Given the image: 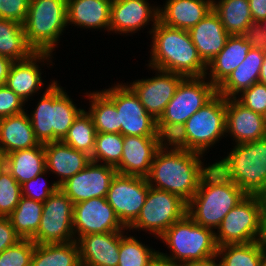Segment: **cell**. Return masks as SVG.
Here are the masks:
<instances>
[{
	"label": "cell",
	"instance_id": "1",
	"mask_svg": "<svg viewBox=\"0 0 266 266\" xmlns=\"http://www.w3.org/2000/svg\"><path fill=\"white\" fill-rule=\"evenodd\" d=\"M149 68L173 72L184 77L207 76V65L198 55L189 31L172 28L159 20L152 25Z\"/></svg>",
	"mask_w": 266,
	"mask_h": 266
},
{
	"label": "cell",
	"instance_id": "2",
	"mask_svg": "<svg viewBox=\"0 0 266 266\" xmlns=\"http://www.w3.org/2000/svg\"><path fill=\"white\" fill-rule=\"evenodd\" d=\"M201 157L202 154L193 151L159 149L146 176L149 186L178 195L188 203L198 190L202 176L213 165L202 166Z\"/></svg>",
	"mask_w": 266,
	"mask_h": 266
},
{
	"label": "cell",
	"instance_id": "3",
	"mask_svg": "<svg viewBox=\"0 0 266 266\" xmlns=\"http://www.w3.org/2000/svg\"><path fill=\"white\" fill-rule=\"evenodd\" d=\"M246 194L215 166L202 176L198 190L187 203V214L193 221L209 229H217L227 213Z\"/></svg>",
	"mask_w": 266,
	"mask_h": 266
},
{
	"label": "cell",
	"instance_id": "4",
	"mask_svg": "<svg viewBox=\"0 0 266 266\" xmlns=\"http://www.w3.org/2000/svg\"><path fill=\"white\" fill-rule=\"evenodd\" d=\"M82 110L77 108L63 88L53 81L43 93L33 113L29 115L36 139L42 144L62 141Z\"/></svg>",
	"mask_w": 266,
	"mask_h": 266
},
{
	"label": "cell",
	"instance_id": "5",
	"mask_svg": "<svg viewBox=\"0 0 266 266\" xmlns=\"http://www.w3.org/2000/svg\"><path fill=\"white\" fill-rule=\"evenodd\" d=\"M213 166L246 195H261L266 190V138L236 144Z\"/></svg>",
	"mask_w": 266,
	"mask_h": 266
},
{
	"label": "cell",
	"instance_id": "6",
	"mask_svg": "<svg viewBox=\"0 0 266 266\" xmlns=\"http://www.w3.org/2000/svg\"><path fill=\"white\" fill-rule=\"evenodd\" d=\"M160 238L172 251L170 256L159 252V258L166 262L178 264L217 257L215 231L195 223L187 213Z\"/></svg>",
	"mask_w": 266,
	"mask_h": 266
},
{
	"label": "cell",
	"instance_id": "7",
	"mask_svg": "<svg viewBox=\"0 0 266 266\" xmlns=\"http://www.w3.org/2000/svg\"><path fill=\"white\" fill-rule=\"evenodd\" d=\"M67 24V0H30L23 24L27 43L35 52L52 54Z\"/></svg>",
	"mask_w": 266,
	"mask_h": 266
},
{
	"label": "cell",
	"instance_id": "8",
	"mask_svg": "<svg viewBox=\"0 0 266 266\" xmlns=\"http://www.w3.org/2000/svg\"><path fill=\"white\" fill-rule=\"evenodd\" d=\"M217 230V246L262 240L263 204L260 195H246L227 213Z\"/></svg>",
	"mask_w": 266,
	"mask_h": 266
},
{
	"label": "cell",
	"instance_id": "9",
	"mask_svg": "<svg viewBox=\"0 0 266 266\" xmlns=\"http://www.w3.org/2000/svg\"><path fill=\"white\" fill-rule=\"evenodd\" d=\"M185 127L188 151L203 155L226 134V98L217 93L185 122Z\"/></svg>",
	"mask_w": 266,
	"mask_h": 266
},
{
	"label": "cell",
	"instance_id": "10",
	"mask_svg": "<svg viewBox=\"0 0 266 266\" xmlns=\"http://www.w3.org/2000/svg\"><path fill=\"white\" fill-rule=\"evenodd\" d=\"M187 213V203L178 195L149 186L145 203L136 220L127 228L144 229L159 238Z\"/></svg>",
	"mask_w": 266,
	"mask_h": 266
},
{
	"label": "cell",
	"instance_id": "11",
	"mask_svg": "<svg viewBox=\"0 0 266 266\" xmlns=\"http://www.w3.org/2000/svg\"><path fill=\"white\" fill-rule=\"evenodd\" d=\"M118 112V134L123 136L156 137V120L140 103L139 97L127 85H114L101 91Z\"/></svg>",
	"mask_w": 266,
	"mask_h": 266
},
{
	"label": "cell",
	"instance_id": "12",
	"mask_svg": "<svg viewBox=\"0 0 266 266\" xmlns=\"http://www.w3.org/2000/svg\"><path fill=\"white\" fill-rule=\"evenodd\" d=\"M73 211L74 203L59 188L43 202L40 225L37 233L31 240L36 244H54L75 241Z\"/></svg>",
	"mask_w": 266,
	"mask_h": 266
},
{
	"label": "cell",
	"instance_id": "13",
	"mask_svg": "<svg viewBox=\"0 0 266 266\" xmlns=\"http://www.w3.org/2000/svg\"><path fill=\"white\" fill-rule=\"evenodd\" d=\"M204 77H185L178 85L175 95L156 122L183 123L216 94L217 88Z\"/></svg>",
	"mask_w": 266,
	"mask_h": 266
},
{
	"label": "cell",
	"instance_id": "14",
	"mask_svg": "<svg viewBox=\"0 0 266 266\" xmlns=\"http://www.w3.org/2000/svg\"><path fill=\"white\" fill-rule=\"evenodd\" d=\"M148 191L146 177L119 173L113 177L106 199L126 228L139 216Z\"/></svg>",
	"mask_w": 266,
	"mask_h": 266
},
{
	"label": "cell",
	"instance_id": "15",
	"mask_svg": "<svg viewBox=\"0 0 266 266\" xmlns=\"http://www.w3.org/2000/svg\"><path fill=\"white\" fill-rule=\"evenodd\" d=\"M127 228L116 216L106 197L91 198L74 204L73 231L75 240L86 234L124 231Z\"/></svg>",
	"mask_w": 266,
	"mask_h": 266
},
{
	"label": "cell",
	"instance_id": "16",
	"mask_svg": "<svg viewBox=\"0 0 266 266\" xmlns=\"http://www.w3.org/2000/svg\"><path fill=\"white\" fill-rule=\"evenodd\" d=\"M117 170L110 165L91 161L83 170L66 180L59 188L74 204L107 196Z\"/></svg>",
	"mask_w": 266,
	"mask_h": 266
},
{
	"label": "cell",
	"instance_id": "17",
	"mask_svg": "<svg viewBox=\"0 0 266 266\" xmlns=\"http://www.w3.org/2000/svg\"><path fill=\"white\" fill-rule=\"evenodd\" d=\"M157 75L148 78L135 80L128 85L139 97L140 103L146 111L158 120L163 115L167 104L175 95L180 82L185 78L183 75L154 69Z\"/></svg>",
	"mask_w": 266,
	"mask_h": 266
},
{
	"label": "cell",
	"instance_id": "18",
	"mask_svg": "<svg viewBox=\"0 0 266 266\" xmlns=\"http://www.w3.org/2000/svg\"><path fill=\"white\" fill-rule=\"evenodd\" d=\"M149 5L147 0H112L109 31L136 33L150 21L155 25L159 7Z\"/></svg>",
	"mask_w": 266,
	"mask_h": 266
},
{
	"label": "cell",
	"instance_id": "19",
	"mask_svg": "<svg viewBox=\"0 0 266 266\" xmlns=\"http://www.w3.org/2000/svg\"><path fill=\"white\" fill-rule=\"evenodd\" d=\"M236 98H226V133L236 144L266 138V123L263 115L241 104Z\"/></svg>",
	"mask_w": 266,
	"mask_h": 266
},
{
	"label": "cell",
	"instance_id": "20",
	"mask_svg": "<svg viewBox=\"0 0 266 266\" xmlns=\"http://www.w3.org/2000/svg\"><path fill=\"white\" fill-rule=\"evenodd\" d=\"M123 231L86 234L76 242L81 266H118Z\"/></svg>",
	"mask_w": 266,
	"mask_h": 266
},
{
	"label": "cell",
	"instance_id": "21",
	"mask_svg": "<svg viewBox=\"0 0 266 266\" xmlns=\"http://www.w3.org/2000/svg\"><path fill=\"white\" fill-rule=\"evenodd\" d=\"M159 150L156 137L124 136L123 153L117 173L146 177Z\"/></svg>",
	"mask_w": 266,
	"mask_h": 266
},
{
	"label": "cell",
	"instance_id": "22",
	"mask_svg": "<svg viewBox=\"0 0 266 266\" xmlns=\"http://www.w3.org/2000/svg\"><path fill=\"white\" fill-rule=\"evenodd\" d=\"M51 56L52 54L48 52H34L25 60L14 61L5 85L26 103L43 85L41 69L37 62L48 61L52 59Z\"/></svg>",
	"mask_w": 266,
	"mask_h": 266
},
{
	"label": "cell",
	"instance_id": "23",
	"mask_svg": "<svg viewBox=\"0 0 266 266\" xmlns=\"http://www.w3.org/2000/svg\"><path fill=\"white\" fill-rule=\"evenodd\" d=\"M44 152L47 173L51 171L60 177L55 181L59 186L91 162V156L63 141L45 143Z\"/></svg>",
	"mask_w": 266,
	"mask_h": 266
},
{
	"label": "cell",
	"instance_id": "24",
	"mask_svg": "<svg viewBox=\"0 0 266 266\" xmlns=\"http://www.w3.org/2000/svg\"><path fill=\"white\" fill-rule=\"evenodd\" d=\"M189 34L206 65L225 47L230 36L213 9L189 30Z\"/></svg>",
	"mask_w": 266,
	"mask_h": 266
},
{
	"label": "cell",
	"instance_id": "25",
	"mask_svg": "<svg viewBox=\"0 0 266 266\" xmlns=\"http://www.w3.org/2000/svg\"><path fill=\"white\" fill-rule=\"evenodd\" d=\"M213 0H167L159 7V21L166 26L189 31L212 10ZM161 8V9H160Z\"/></svg>",
	"mask_w": 266,
	"mask_h": 266
},
{
	"label": "cell",
	"instance_id": "26",
	"mask_svg": "<svg viewBox=\"0 0 266 266\" xmlns=\"http://www.w3.org/2000/svg\"><path fill=\"white\" fill-rule=\"evenodd\" d=\"M40 143L36 139L29 114L23 113L0 119V152L30 149Z\"/></svg>",
	"mask_w": 266,
	"mask_h": 266
},
{
	"label": "cell",
	"instance_id": "27",
	"mask_svg": "<svg viewBox=\"0 0 266 266\" xmlns=\"http://www.w3.org/2000/svg\"><path fill=\"white\" fill-rule=\"evenodd\" d=\"M251 46L240 36L230 35L225 47L208 64L210 82L218 88L245 60Z\"/></svg>",
	"mask_w": 266,
	"mask_h": 266
},
{
	"label": "cell",
	"instance_id": "28",
	"mask_svg": "<svg viewBox=\"0 0 266 266\" xmlns=\"http://www.w3.org/2000/svg\"><path fill=\"white\" fill-rule=\"evenodd\" d=\"M112 0H67L68 24L106 28L109 32Z\"/></svg>",
	"mask_w": 266,
	"mask_h": 266
},
{
	"label": "cell",
	"instance_id": "29",
	"mask_svg": "<svg viewBox=\"0 0 266 266\" xmlns=\"http://www.w3.org/2000/svg\"><path fill=\"white\" fill-rule=\"evenodd\" d=\"M264 56L261 50L251 48L245 60L217 88V93L225 98H236L243 90L259 82Z\"/></svg>",
	"mask_w": 266,
	"mask_h": 266
},
{
	"label": "cell",
	"instance_id": "30",
	"mask_svg": "<svg viewBox=\"0 0 266 266\" xmlns=\"http://www.w3.org/2000/svg\"><path fill=\"white\" fill-rule=\"evenodd\" d=\"M7 170L22 185L46 170L44 144L6 154Z\"/></svg>",
	"mask_w": 266,
	"mask_h": 266
},
{
	"label": "cell",
	"instance_id": "31",
	"mask_svg": "<svg viewBox=\"0 0 266 266\" xmlns=\"http://www.w3.org/2000/svg\"><path fill=\"white\" fill-rule=\"evenodd\" d=\"M31 266H81L78 243H35Z\"/></svg>",
	"mask_w": 266,
	"mask_h": 266
},
{
	"label": "cell",
	"instance_id": "32",
	"mask_svg": "<svg viewBox=\"0 0 266 266\" xmlns=\"http://www.w3.org/2000/svg\"><path fill=\"white\" fill-rule=\"evenodd\" d=\"M34 52L27 43L23 24L0 18V56L22 61Z\"/></svg>",
	"mask_w": 266,
	"mask_h": 266
},
{
	"label": "cell",
	"instance_id": "33",
	"mask_svg": "<svg viewBox=\"0 0 266 266\" xmlns=\"http://www.w3.org/2000/svg\"><path fill=\"white\" fill-rule=\"evenodd\" d=\"M212 9L230 35H240L253 21L248 0H213Z\"/></svg>",
	"mask_w": 266,
	"mask_h": 266
},
{
	"label": "cell",
	"instance_id": "34",
	"mask_svg": "<svg viewBox=\"0 0 266 266\" xmlns=\"http://www.w3.org/2000/svg\"><path fill=\"white\" fill-rule=\"evenodd\" d=\"M43 202L22 196L14 211L8 216L21 239H32L38 231Z\"/></svg>",
	"mask_w": 266,
	"mask_h": 266
},
{
	"label": "cell",
	"instance_id": "35",
	"mask_svg": "<svg viewBox=\"0 0 266 266\" xmlns=\"http://www.w3.org/2000/svg\"><path fill=\"white\" fill-rule=\"evenodd\" d=\"M263 251L262 240L247 244H226L218 246L217 257L222 259L219 261L221 266H260Z\"/></svg>",
	"mask_w": 266,
	"mask_h": 266
},
{
	"label": "cell",
	"instance_id": "36",
	"mask_svg": "<svg viewBox=\"0 0 266 266\" xmlns=\"http://www.w3.org/2000/svg\"><path fill=\"white\" fill-rule=\"evenodd\" d=\"M91 99L89 114L97 133H118V112L115 105L100 91L86 95Z\"/></svg>",
	"mask_w": 266,
	"mask_h": 266
},
{
	"label": "cell",
	"instance_id": "37",
	"mask_svg": "<svg viewBox=\"0 0 266 266\" xmlns=\"http://www.w3.org/2000/svg\"><path fill=\"white\" fill-rule=\"evenodd\" d=\"M97 131L91 115L84 109L75 118L72 126L69 128L67 135L62 140L70 147L92 155Z\"/></svg>",
	"mask_w": 266,
	"mask_h": 266
},
{
	"label": "cell",
	"instance_id": "38",
	"mask_svg": "<svg viewBox=\"0 0 266 266\" xmlns=\"http://www.w3.org/2000/svg\"><path fill=\"white\" fill-rule=\"evenodd\" d=\"M135 237H120L118 266H154L159 259V252L148 248Z\"/></svg>",
	"mask_w": 266,
	"mask_h": 266
},
{
	"label": "cell",
	"instance_id": "39",
	"mask_svg": "<svg viewBox=\"0 0 266 266\" xmlns=\"http://www.w3.org/2000/svg\"><path fill=\"white\" fill-rule=\"evenodd\" d=\"M124 136L118 133H97L91 161L116 167L122 157Z\"/></svg>",
	"mask_w": 266,
	"mask_h": 266
},
{
	"label": "cell",
	"instance_id": "40",
	"mask_svg": "<svg viewBox=\"0 0 266 266\" xmlns=\"http://www.w3.org/2000/svg\"><path fill=\"white\" fill-rule=\"evenodd\" d=\"M156 140L160 150L188 151L187 132L183 123L156 122Z\"/></svg>",
	"mask_w": 266,
	"mask_h": 266
},
{
	"label": "cell",
	"instance_id": "41",
	"mask_svg": "<svg viewBox=\"0 0 266 266\" xmlns=\"http://www.w3.org/2000/svg\"><path fill=\"white\" fill-rule=\"evenodd\" d=\"M21 197V185L6 169L0 176V217H8Z\"/></svg>",
	"mask_w": 266,
	"mask_h": 266
},
{
	"label": "cell",
	"instance_id": "42",
	"mask_svg": "<svg viewBox=\"0 0 266 266\" xmlns=\"http://www.w3.org/2000/svg\"><path fill=\"white\" fill-rule=\"evenodd\" d=\"M35 242L21 239L0 253V266H31Z\"/></svg>",
	"mask_w": 266,
	"mask_h": 266
},
{
	"label": "cell",
	"instance_id": "43",
	"mask_svg": "<svg viewBox=\"0 0 266 266\" xmlns=\"http://www.w3.org/2000/svg\"><path fill=\"white\" fill-rule=\"evenodd\" d=\"M237 99L250 110L264 115L266 111V84L257 82L250 88L243 90Z\"/></svg>",
	"mask_w": 266,
	"mask_h": 266
},
{
	"label": "cell",
	"instance_id": "44",
	"mask_svg": "<svg viewBox=\"0 0 266 266\" xmlns=\"http://www.w3.org/2000/svg\"><path fill=\"white\" fill-rule=\"evenodd\" d=\"M46 172L47 170L38 174L35 178H32L31 180L23 183L21 185L22 196L30 198L32 200L45 202L51 194L55 193L59 189V185L56 182L52 183V185L50 186H46L45 183L41 182V186H43H40L41 188L38 186L40 184V178L47 174Z\"/></svg>",
	"mask_w": 266,
	"mask_h": 266
},
{
	"label": "cell",
	"instance_id": "45",
	"mask_svg": "<svg viewBox=\"0 0 266 266\" xmlns=\"http://www.w3.org/2000/svg\"><path fill=\"white\" fill-rule=\"evenodd\" d=\"M251 46L266 54V18L252 21L240 34Z\"/></svg>",
	"mask_w": 266,
	"mask_h": 266
},
{
	"label": "cell",
	"instance_id": "46",
	"mask_svg": "<svg viewBox=\"0 0 266 266\" xmlns=\"http://www.w3.org/2000/svg\"><path fill=\"white\" fill-rule=\"evenodd\" d=\"M30 0H0V18L24 24Z\"/></svg>",
	"mask_w": 266,
	"mask_h": 266
},
{
	"label": "cell",
	"instance_id": "47",
	"mask_svg": "<svg viewBox=\"0 0 266 266\" xmlns=\"http://www.w3.org/2000/svg\"><path fill=\"white\" fill-rule=\"evenodd\" d=\"M24 101L6 85L0 87V119L23 113Z\"/></svg>",
	"mask_w": 266,
	"mask_h": 266
},
{
	"label": "cell",
	"instance_id": "48",
	"mask_svg": "<svg viewBox=\"0 0 266 266\" xmlns=\"http://www.w3.org/2000/svg\"><path fill=\"white\" fill-rule=\"evenodd\" d=\"M21 237L16 233L8 217H0V253L16 244Z\"/></svg>",
	"mask_w": 266,
	"mask_h": 266
},
{
	"label": "cell",
	"instance_id": "49",
	"mask_svg": "<svg viewBox=\"0 0 266 266\" xmlns=\"http://www.w3.org/2000/svg\"><path fill=\"white\" fill-rule=\"evenodd\" d=\"M253 21L266 18V0H248Z\"/></svg>",
	"mask_w": 266,
	"mask_h": 266
},
{
	"label": "cell",
	"instance_id": "50",
	"mask_svg": "<svg viewBox=\"0 0 266 266\" xmlns=\"http://www.w3.org/2000/svg\"><path fill=\"white\" fill-rule=\"evenodd\" d=\"M14 61L7 57L0 56V87L5 85L9 70Z\"/></svg>",
	"mask_w": 266,
	"mask_h": 266
},
{
	"label": "cell",
	"instance_id": "51",
	"mask_svg": "<svg viewBox=\"0 0 266 266\" xmlns=\"http://www.w3.org/2000/svg\"><path fill=\"white\" fill-rule=\"evenodd\" d=\"M217 257H213L210 259H206L203 261H190V262H182L178 263L179 266H221L220 262L217 264L215 259Z\"/></svg>",
	"mask_w": 266,
	"mask_h": 266
},
{
	"label": "cell",
	"instance_id": "52",
	"mask_svg": "<svg viewBox=\"0 0 266 266\" xmlns=\"http://www.w3.org/2000/svg\"><path fill=\"white\" fill-rule=\"evenodd\" d=\"M263 204V244L266 247V190L260 195Z\"/></svg>",
	"mask_w": 266,
	"mask_h": 266
},
{
	"label": "cell",
	"instance_id": "53",
	"mask_svg": "<svg viewBox=\"0 0 266 266\" xmlns=\"http://www.w3.org/2000/svg\"><path fill=\"white\" fill-rule=\"evenodd\" d=\"M259 82L266 84V54L263 59V64L260 69Z\"/></svg>",
	"mask_w": 266,
	"mask_h": 266
},
{
	"label": "cell",
	"instance_id": "54",
	"mask_svg": "<svg viewBox=\"0 0 266 266\" xmlns=\"http://www.w3.org/2000/svg\"><path fill=\"white\" fill-rule=\"evenodd\" d=\"M7 169L6 156L0 152V176Z\"/></svg>",
	"mask_w": 266,
	"mask_h": 266
},
{
	"label": "cell",
	"instance_id": "55",
	"mask_svg": "<svg viewBox=\"0 0 266 266\" xmlns=\"http://www.w3.org/2000/svg\"><path fill=\"white\" fill-rule=\"evenodd\" d=\"M154 266H179V265L178 264H173V263L166 262V261H164V260H162V259L159 258L155 262Z\"/></svg>",
	"mask_w": 266,
	"mask_h": 266
},
{
	"label": "cell",
	"instance_id": "56",
	"mask_svg": "<svg viewBox=\"0 0 266 266\" xmlns=\"http://www.w3.org/2000/svg\"><path fill=\"white\" fill-rule=\"evenodd\" d=\"M260 266H266V247L264 246L263 257L260 262Z\"/></svg>",
	"mask_w": 266,
	"mask_h": 266
},
{
	"label": "cell",
	"instance_id": "57",
	"mask_svg": "<svg viewBox=\"0 0 266 266\" xmlns=\"http://www.w3.org/2000/svg\"><path fill=\"white\" fill-rule=\"evenodd\" d=\"M263 117H264V120H265V123H266V111H265Z\"/></svg>",
	"mask_w": 266,
	"mask_h": 266
}]
</instances>
